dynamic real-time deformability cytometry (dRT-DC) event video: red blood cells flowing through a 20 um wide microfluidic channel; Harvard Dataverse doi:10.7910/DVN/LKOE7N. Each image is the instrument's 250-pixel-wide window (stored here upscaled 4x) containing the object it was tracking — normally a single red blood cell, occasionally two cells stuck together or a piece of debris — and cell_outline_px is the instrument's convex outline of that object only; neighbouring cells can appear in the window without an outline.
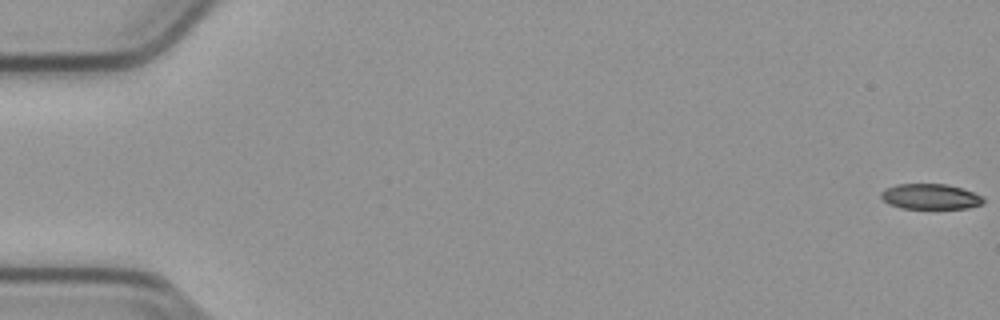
{"species": "common noctule bat (a hibernating species)", "species_latin": "Nyctalus noctula", "temperature_condition": "cold", "stored_images_in_passage": 16, "camera_frame_rate_fps": 3000, "um_per_image_px": 0.085, "animal": {"sex": "male", "body_mass_g": 23.1, "forearm_length_mm": 52.7}, "frame": {"image": 1, "passage_image": 1, "time_ms": 0.0, "image_size_px": [1000, 320], "cell_outline_px": [[984, 200], [980, 204], [968, 208], [900, 208], [888, 204], [880, 196], [880, 192], [884, 188], [896, 184], [944, 184], [960, 188], [972, 192], [980, 196]], "centroid_in_image_um": [78.99, 16.7], "position_along_channel_um": 6.0, "area_um2": 14.97}}
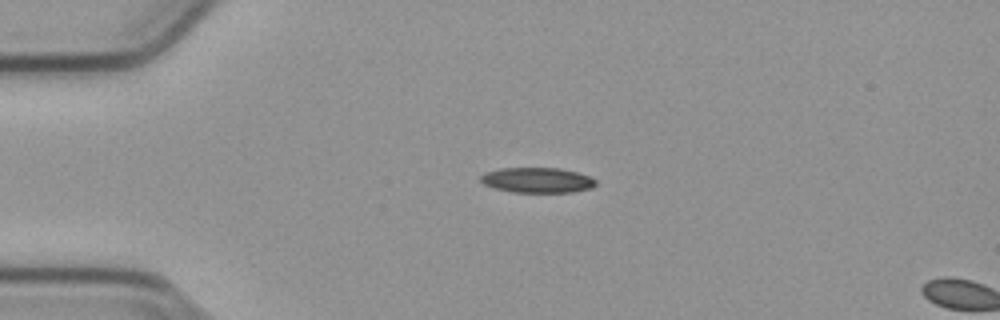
{"frame": {"image": 2, "passage_image": 14, "time_ms": 4.333, "image_size_px": [1000, 320], "cell_outline_px": [[596, 184], [592, 188], [572, 192], [512, 192], [496, 188], [484, 184], [480, 180], [480, 176], [484, 172], [500, 168], [560, 168], [576, 172], [588, 176], [596, 180]], "centroid_in_image_um": [45.66, 15.31], "position_along_channel_um": 39.3, "area_um2": 16.88}}